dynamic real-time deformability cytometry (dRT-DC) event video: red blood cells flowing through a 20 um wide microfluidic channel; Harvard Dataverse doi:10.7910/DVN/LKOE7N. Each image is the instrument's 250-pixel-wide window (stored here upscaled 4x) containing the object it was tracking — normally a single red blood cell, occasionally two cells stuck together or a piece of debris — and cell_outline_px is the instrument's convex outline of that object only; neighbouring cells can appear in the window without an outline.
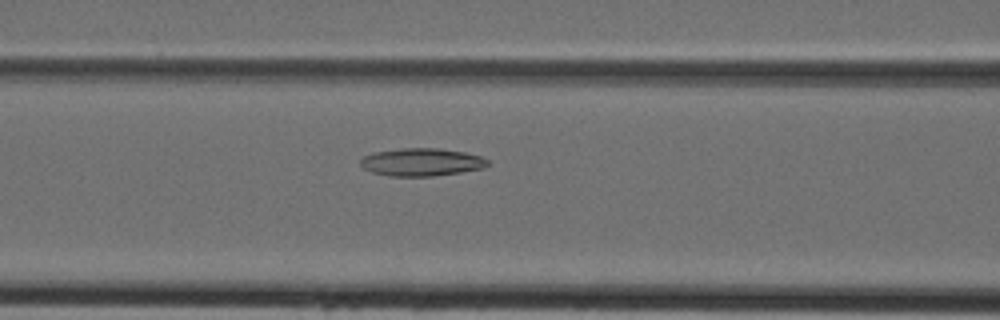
{"species": "Egyptian fruit bat (a non-hibernating species)", "species_latin": "Rousettus aegyptiacus", "temperature_condition": "cold", "stored_images_in_passage": 28, "camera_frame_rate_fps": 3000, "um_per_image_px": 0.085, "animal": {"sex": "female"}, "frame": {"image": 1, "passage_image": 11, "time_ms": 3.333, "image_size_px": [1000, 320], "cell_outline_px": [[488, 164], [484, 168], [460, 172], [432, 176], [388, 176], [372, 172], [364, 168], [360, 164], [360, 160], [364, 156], [376, 152], [400, 148], [440, 148], [464, 152], [480, 156], [488, 160]], "centroid_in_image_um": [35.83, 13.78], "position_along_channel_um": 130.8, "area_um2": 20.52}}
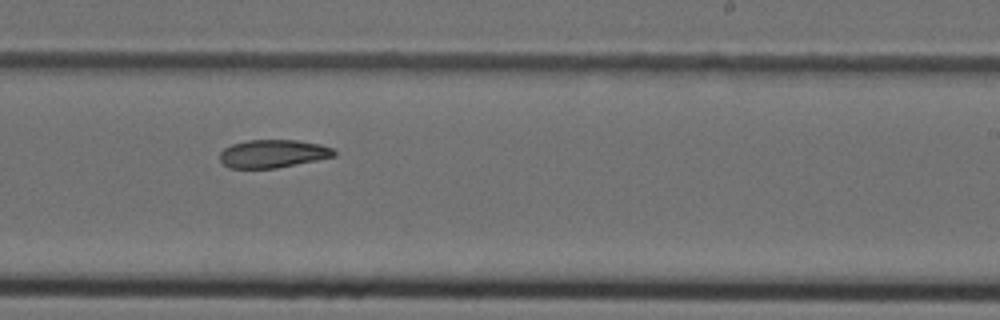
{"frame": {"image": 2, "passage_image": 20, "time_ms": 6.333, "image_size_px": [1000, 320], "cell_outline_px": [[336, 156], [276, 168], [228, 168], [220, 160], [220, 152], [224, 148], [232, 144], [248, 140], [296, 140], [320, 144], [332, 148], [336, 152]], "centroid_in_image_um": [23.19, 13.06], "position_along_channel_um": 265.8, "area_um2": 18.61}}
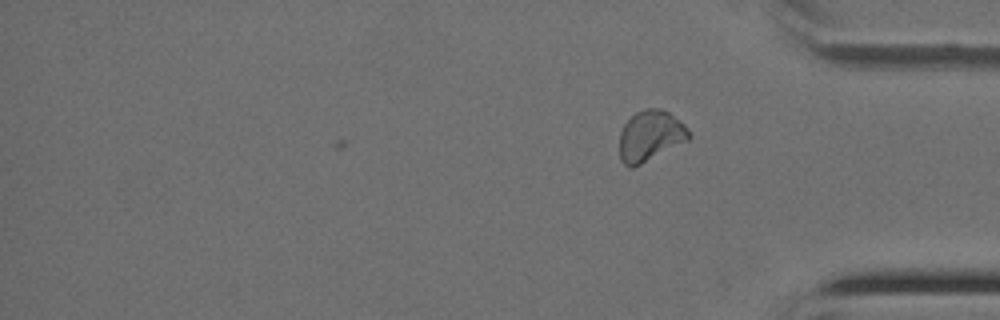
{"frame": {"image": 3, "passage_image": 28, "time_ms": 9.0, "image_size_px": [1000, 320], "cell_outline_px": [[692, 136], [688, 140], [632, 168], [628, 168], [620, 160], [620, 132], [624, 124], [636, 112], [644, 108], [660, 108], [668, 112], [684, 124], [688, 128]], "centroid_in_image_um": [55.27, 11.54], "position_along_channel_um": 379.9, "area_um2": 20.4}}